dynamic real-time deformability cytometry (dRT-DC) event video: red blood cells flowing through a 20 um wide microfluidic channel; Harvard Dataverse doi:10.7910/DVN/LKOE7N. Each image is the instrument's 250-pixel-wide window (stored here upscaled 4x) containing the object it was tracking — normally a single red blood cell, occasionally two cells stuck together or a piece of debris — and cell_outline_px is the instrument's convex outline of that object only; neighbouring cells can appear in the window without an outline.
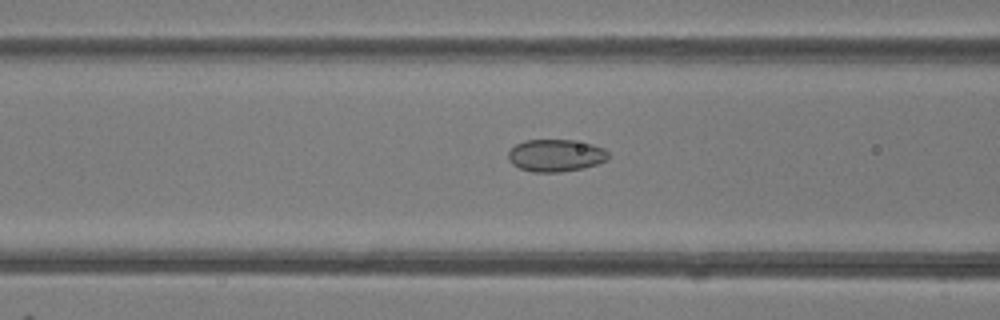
{"species": "common noctule bat (a hibernating species)", "species_latin": "Nyctalus noctula", "temperature_condition": "room temperature", "stored_images_in_passage": 9, "camera_frame_rate_fps": 3000, "um_per_image_px": 0.085, "animal": {"sex": "female"}, "frame": {"image": 1, "passage_image": 4, "time_ms": 1.0, "image_size_px": [1000, 320], "cell_outline_px": [[608, 160], [584, 168], [560, 172], [532, 172], [520, 168], [512, 164], [508, 160], [508, 152], [516, 144], [524, 140], [572, 140], [592, 144], [604, 148], [608, 152]], "centroid_in_image_um": [47.23, 13.21], "position_along_channel_um": 119.4, "area_um2": 18.9}}
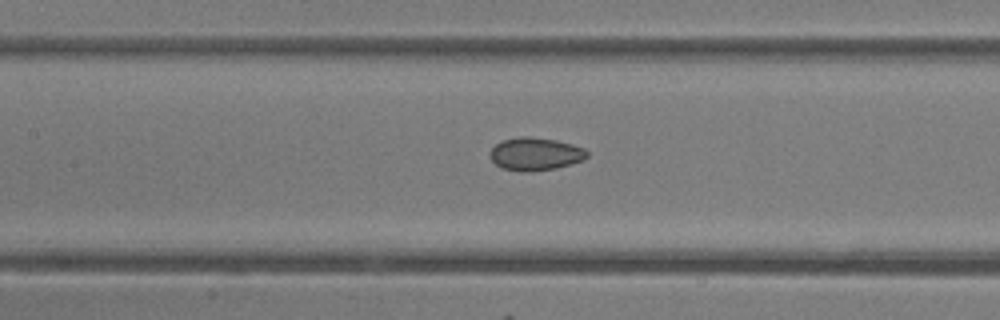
{"frame": {"image": 2, "passage_image": 7, "time_ms": 2.0, "image_size_px": [1000, 320], "cell_outline_px": [[588, 156], [584, 160], [556, 168], [532, 172], [520, 172], [500, 168], [488, 156], [488, 152], [500, 140], [520, 136], [528, 136], [556, 140], [572, 144], [584, 148], [588, 152]], "centroid_in_image_um": [45.47, 13.09], "position_along_channel_um": 161.9, "area_um2": 18.96}}